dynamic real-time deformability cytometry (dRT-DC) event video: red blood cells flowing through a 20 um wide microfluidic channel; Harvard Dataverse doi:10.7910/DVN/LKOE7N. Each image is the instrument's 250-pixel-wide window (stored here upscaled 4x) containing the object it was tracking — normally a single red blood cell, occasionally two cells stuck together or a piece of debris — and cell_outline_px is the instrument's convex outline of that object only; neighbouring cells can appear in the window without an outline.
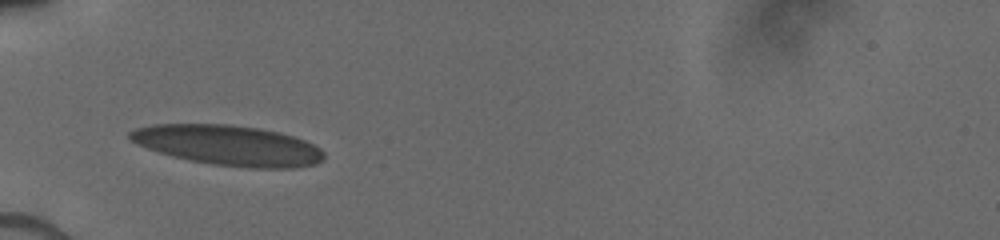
{"species": "human", "species_latin": "Homo sapiens", "temperature_condition": "cold", "stored_images_in_passage": 20, "camera_frame_rate_fps": 3000, "um_per_image_px": 0.085, "donor": {"sex": "male"}, "frame": {"image": 1, "passage_image": 2, "time_ms": 1.0, "image_size_px": [1000, 240], "cell_outline_px": [[324, 160], [316, 164], [296, 168], [252, 168], [212, 164], [172, 156], [136, 144], [128, 140], [128, 132], [136, 128], [152, 124], [228, 124], [256, 128], [276, 132], [292, 136], [304, 140], [320, 148], [324, 152]], "centroid_in_image_um": [19.39, 12.35], "position_along_channel_um": 65.6, "area_um2": 45.32}}
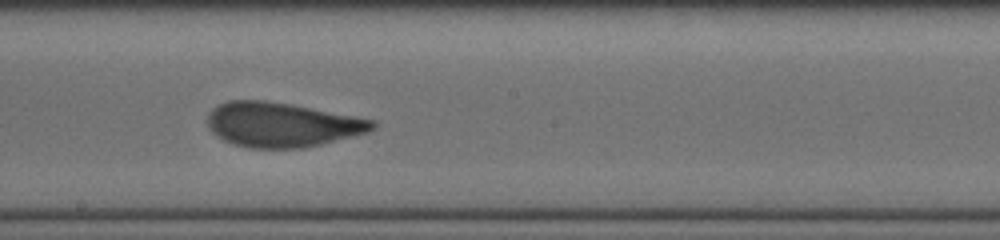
{"frame": {"image": 2, "passage_image": 7, "time_ms": 5.0, "image_size_px": [1000, 240], "cell_outline_px": [[376, 128], [368, 132], [304, 148], [248, 148], [232, 144], [216, 136], [208, 128], [208, 116], [212, 108], [228, 100], [264, 100], [288, 104], [356, 116], [376, 120]], "centroid_in_image_um": [23.94, 10.6], "position_along_channel_um": 224.3, "area_um2": 42.77}}
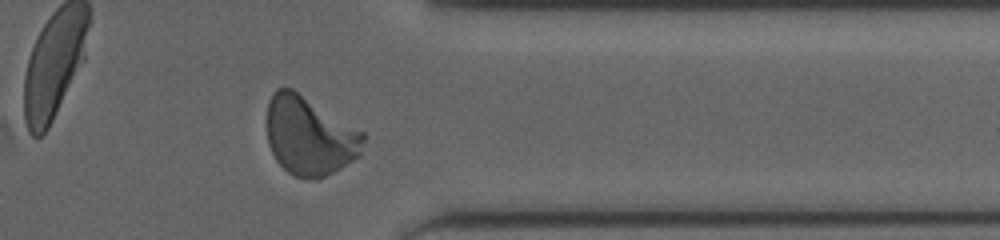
{"frame": {"image": 3, "passage_image": 17, "time_ms": 9.0, "image_size_px": [1000, 240], "cell_outline_px": [[364, 140], [360, 156], [340, 168], [316, 180], [296, 176], [288, 172], [276, 160], [268, 144], [268, 100], [272, 92], [276, 88], [292, 88], [364, 132]], "centroid_in_image_um": [26.31, 11.54], "position_along_channel_um": 385.1, "area_um2": 44.04}}